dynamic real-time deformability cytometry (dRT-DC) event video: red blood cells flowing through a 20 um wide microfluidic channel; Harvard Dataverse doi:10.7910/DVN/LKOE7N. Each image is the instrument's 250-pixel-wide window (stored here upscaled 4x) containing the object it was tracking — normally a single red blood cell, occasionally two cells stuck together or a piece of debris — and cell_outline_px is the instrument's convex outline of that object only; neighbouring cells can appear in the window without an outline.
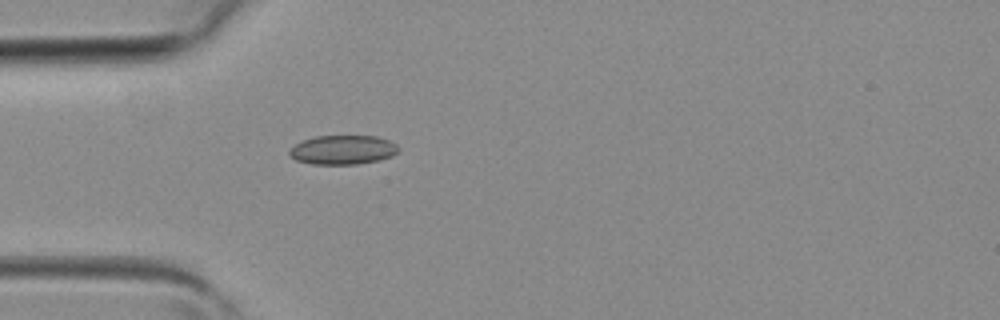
{"species": "common noctule bat (a hibernating species)", "species_latin": "Nyctalus noctula", "temperature_condition": "room temperature", "stored_images_in_passage": 1, "camera_frame_rate_fps": 3000, "um_per_image_px": 0.085, "animal": {"sex": "female", "body_mass_g": 19.3, "forearm_length_mm": 54.1}, "frame": {"image": 1, "passage_image": 1, "time_ms": 0.0, "image_size_px": [1000, 320], "cell_outline_px": [[400, 152], [392, 156], [376, 160], [356, 164], [312, 164], [296, 160], [288, 152], [296, 144], [304, 140], [316, 136], [376, 136], [388, 140], [396, 144], [400, 148]], "centroid_in_image_um": [29.18, 12.73], "position_along_channel_um": 55.8, "area_um2": 18.38}}